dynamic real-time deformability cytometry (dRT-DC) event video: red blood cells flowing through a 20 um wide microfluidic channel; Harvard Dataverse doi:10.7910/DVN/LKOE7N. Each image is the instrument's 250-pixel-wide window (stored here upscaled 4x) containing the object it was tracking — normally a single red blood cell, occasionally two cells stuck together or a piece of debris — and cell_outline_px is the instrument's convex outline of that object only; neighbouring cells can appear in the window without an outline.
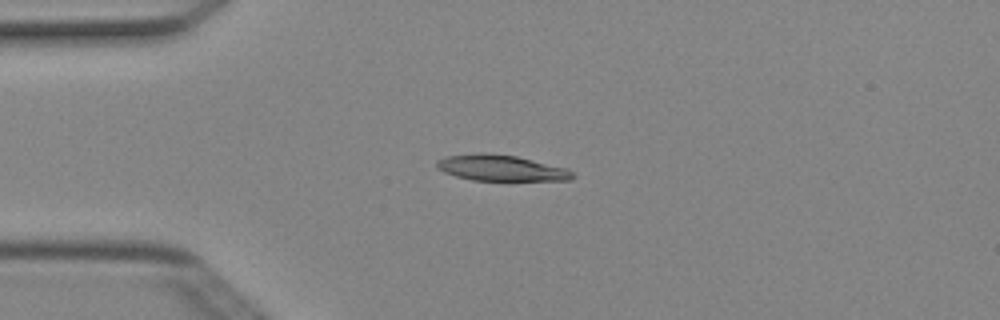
{"species": "Egyptian fruit bat (a non-hibernating species)", "species_latin": "Rousettus aegyptiacus", "temperature_condition": "cold", "stored_images_in_passage": 5, "camera_frame_rate_fps": 3000, "um_per_image_px": 0.085, "animal": {"sex": "female"}, "frame": {"image": 1, "passage_image": 2, "time_ms": 0.333, "image_size_px": [1000, 320], "cell_outline_px": [[576, 176], [572, 180], [472, 180], [456, 176], [444, 172], [436, 168], [436, 160], [444, 156], [480, 152], [516, 156], [568, 168]], "centroid_in_image_um": [42.57, 14.27], "position_along_channel_um": 42.4, "area_um2": 20.63}}
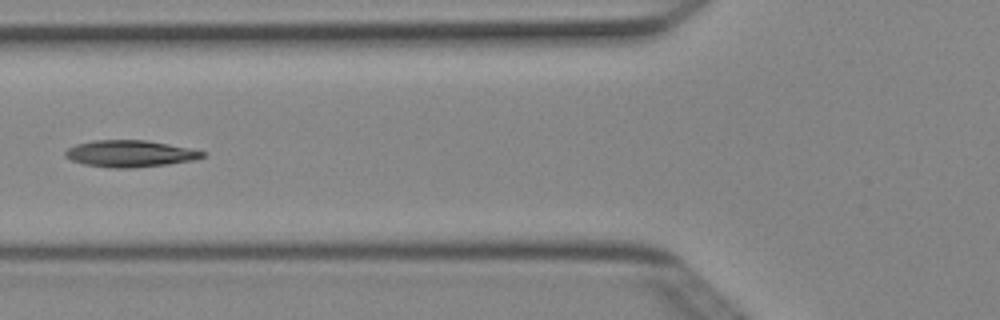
{"frame": {"image": 2, "passage_image": 4, "time_ms": 1.0, "image_size_px": [1000, 320], "cell_outline_px": [[208, 152], [204, 156], [196, 160], [168, 164], [132, 168], [112, 168], [84, 164], [72, 160], [64, 156], [64, 152], [68, 148], [76, 144], [96, 140], [148, 140], [192, 148]], "centroid_in_image_um": [11.1, 13.05], "position_along_channel_um": 114.7, "area_um2": 21.56}}
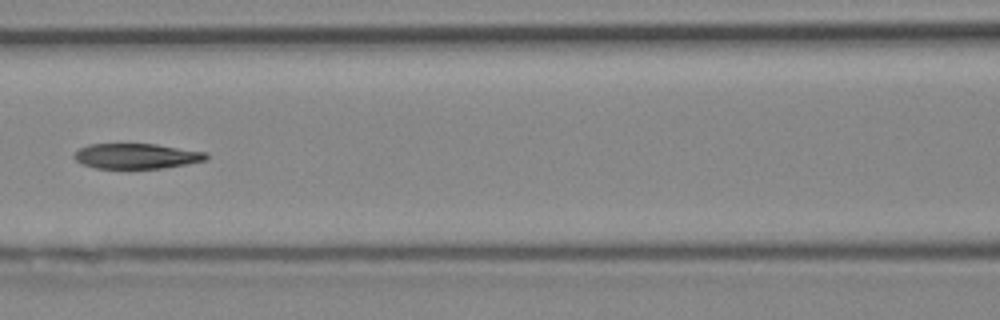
{"frame": {"image": 3, "passage_image": 5, "time_ms": 1.333, "image_size_px": [1000, 320], "cell_outline_px": [[208, 156], [204, 160], [188, 164], [160, 168], [96, 168], [84, 164], [76, 160], [72, 156], [80, 148], [88, 144], [156, 144], [208, 152]], "centroid_in_image_um": [11.61, 13.26], "position_along_channel_um": 155.0, "area_um2": 19.31}}